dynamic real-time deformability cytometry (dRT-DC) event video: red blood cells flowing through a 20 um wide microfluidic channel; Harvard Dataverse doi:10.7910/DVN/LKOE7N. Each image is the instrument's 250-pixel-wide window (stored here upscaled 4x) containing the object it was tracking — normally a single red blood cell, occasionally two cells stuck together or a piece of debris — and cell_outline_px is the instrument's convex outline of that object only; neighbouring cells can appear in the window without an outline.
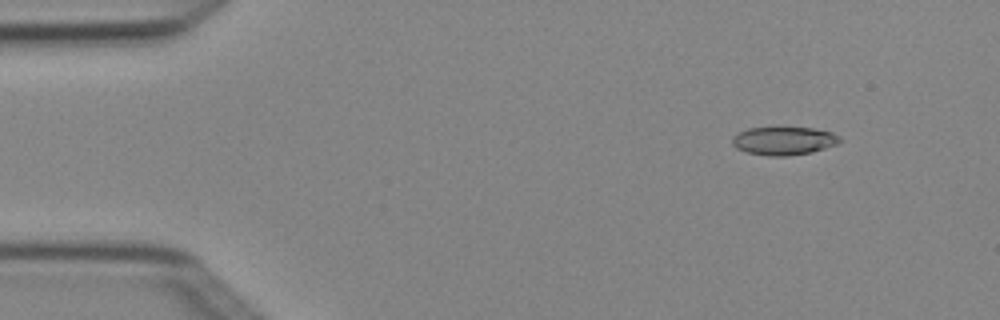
{"species": "Egyptian fruit bat (a non-hibernating species)", "species_latin": "Rousettus aegyptiacus", "temperature_condition": "cold", "stored_images_in_passage": 4, "camera_frame_rate_fps": 3000, "um_per_image_px": 0.085, "animal": {"sex": "female"}, "frame": {"image": 1, "passage_image": 2, "time_ms": 0.333, "image_size_px": [1000, 320], "cell_outline_px": [[844, 140], [836, 144], [812, 152], [788, 156], [768, 156], [748, 152], [736, 148], [732, 144], [732, 136], [748, 128], [812, 128], [832, 132], [840, 136]], "centroid_in_image_um": [66.64, 11.97], "position_along_channel_um": 18.4, "area_um2": 17.63}}
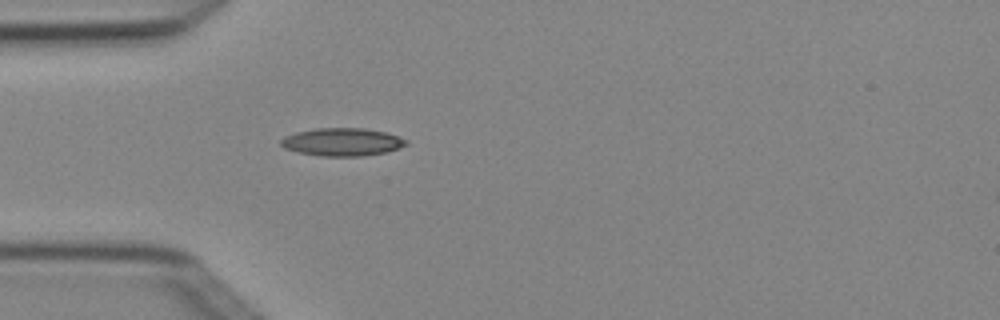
{"frame": {"image": 2, "passage_image": 4, "time_ms": 1.0, "image_size_px": [1000, 320], "cell_outline_px": [[408, 144], [400, 148], [384, 152], [360, 156], [320, 156], [296, 152], [284, 148], [280, 144], [280, 140], [284, 136], [296, 132], [316, 128], [364, 128], [384, 132], [408, 140]], "centroid_in_image_um": [29.05, 12.07], "position_along_channel_um": 56.0, "area_um2": 20.35}}